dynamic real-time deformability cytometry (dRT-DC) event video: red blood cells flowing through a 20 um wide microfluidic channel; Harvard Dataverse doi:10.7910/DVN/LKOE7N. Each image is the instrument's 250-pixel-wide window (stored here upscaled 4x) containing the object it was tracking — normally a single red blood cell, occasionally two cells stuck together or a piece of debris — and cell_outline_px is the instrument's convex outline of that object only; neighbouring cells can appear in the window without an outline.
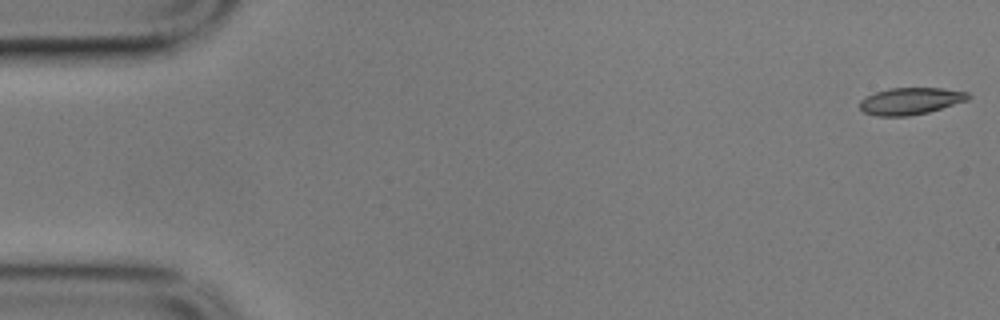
{"species": "common noctule bat (a hibernating species)", "species_latin": "Nyctalus noctula", "temperature_condition": "cold", "stored_images_in_passage": 57, "camera_frame_rate_fps": 3000, "um_per_image_px": 0.085, "animal": {"sex": "male", "body_mass_g": 17.9}, "frame": {"image": 1, "passage_image": 1, "time_ms": 0.0, "image_size_px": [1000, 320], "cell_outline_px": [[972, 96], [968, 100], [928, 112], [908, 116], [876, 116], [864, 112], [860, 108], [860, 100], [876, 92], [888, 88], [944, 88], [968, 92]], "centroid_in_image_um": [77.42, 8.58], "position_along_channel_um": 7.6, "area_um2": 16.99}}
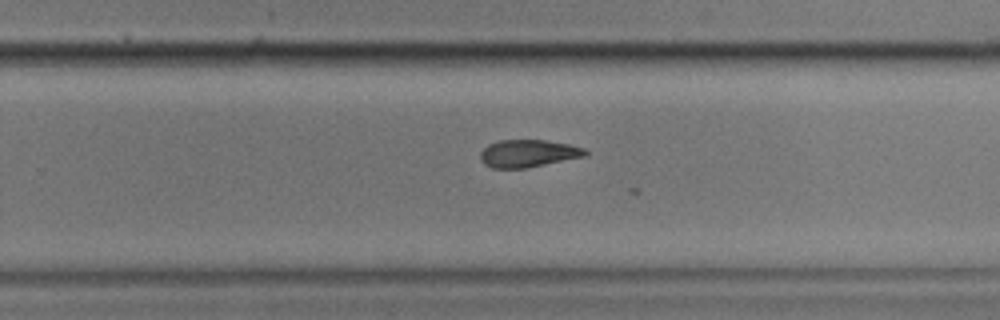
{"frame": {"image": 2, "passage_image": 36, "time_ms": 11.667, "image_size_px": [1000, 320], "cell_outline_px": [[588, 156], [528, 168], [492, 168], [484, 164], [480, 160], [480, 152], [488, 144], [500, 140], [544, 140], [568, 144], [584, 148], [588, 152]], "centroid_in_image_um": [44.9, 13.05], "position_along_channel_um": 284.9, "area_um2": 16.99}}
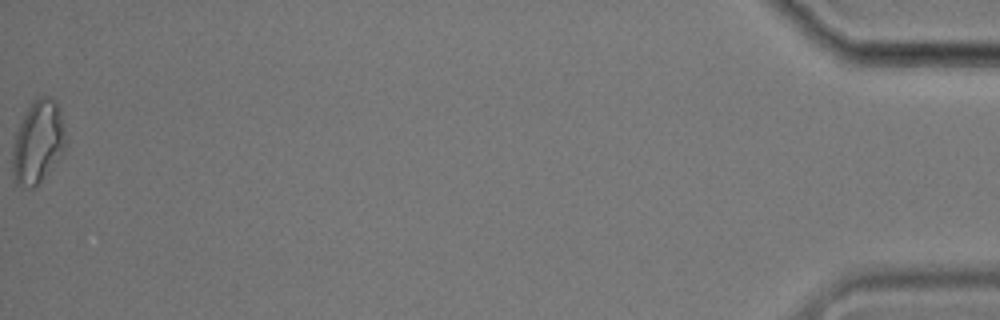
{"frame": {"image": 3, "passage_image": 57, "time_ms": 18.667, "image_size_px": [1000, 320], "cell_outline_px": [[68, 144], [64, 152], [36, 188], [28, 188], [16, 184], [12, 176], [12, 148], [16, 132], [28, 108], [36, 96], [48, 96], [56, 100], [60, 108]], "centroid_in_image_um": [3.25, 12.09], "position_along_channel_um": 432.0, "area_um2": 26.24}}